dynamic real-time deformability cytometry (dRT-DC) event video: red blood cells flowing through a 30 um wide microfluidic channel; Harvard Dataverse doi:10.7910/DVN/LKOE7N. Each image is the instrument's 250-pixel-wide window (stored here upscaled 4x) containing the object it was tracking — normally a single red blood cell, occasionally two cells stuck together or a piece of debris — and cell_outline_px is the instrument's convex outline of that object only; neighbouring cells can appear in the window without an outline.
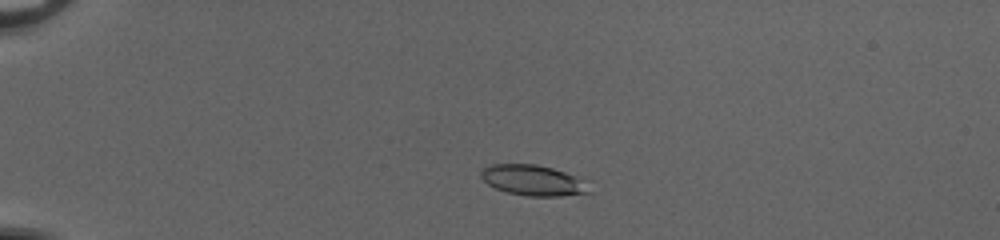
{"species": "common noctule bat (a hibernating species)", "species_latin": "Nyctalus noctula", "temperature_condition": "cold", "stored_images_in_passage": 48, "camera_frame_rate_fps": 3000, "um_per_image_px": 0.085, "animal": {"sex": "female", "body_mass_g": 20.0, "forearm_length_mm": 54.0}, "frame": {"image": 1, "passage_image": 9, "time_ms": 2.667, "image_size_px": [1000, 240], "cell_outline_px": [[592, 192], [560, 196], [528, 196], [504, 192], [488, 184], [480, 176], [480, 172], [484, 168], [492, 164], [536, 164], [552, 168], [588, 180]], "centroid_in_image_um": [45.36, 15.33], "position_along_channel_um": 39.6, "area_um2": 19.48}}
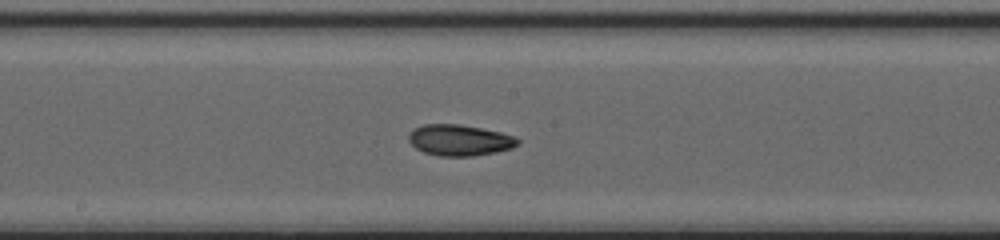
{"frame": {"image": 2, "passage_image": 26, "time_ms": 8.333, "image_size_px": [1000, 240], "cell_outline_px": [[520, 144], [512, 148], [496, 152], [472, 156], [440, 156], [424, 152], [416, 148], [408, 140], [408, 136], [416, 128], [424, 124], [460, 124], [500, 132], [516, 136], [520, 140]], "centroid_in_image_um": [39.11, 11.92], "position_along_channel_um": 209.1, "area_um2": 19.71}}
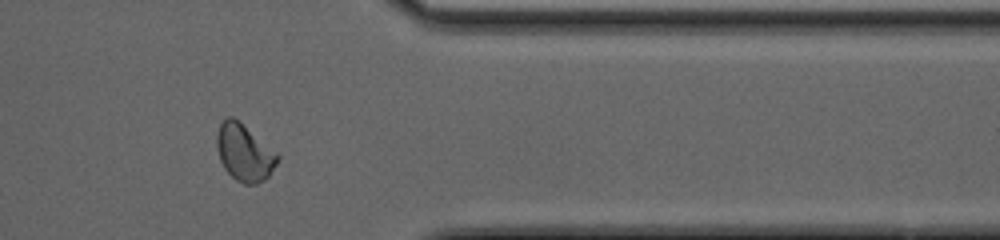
{"frame": {"image": 3, "passage_image": 40, "time_ms": 13.0, "image_size_px": [1000, 240], "cell_outline_px": [[280, 156], [276, 164], [268, 176], [264, 180], [256, 184], [244, 184], [236, 180], [224, 168], [220, 160], [216, 148], [216, 136], [220, 124], [228, 116], [232, 116], [276, 152]], "centroid_in_image_um": [20.75, 12.99], "position_along_channel_um": 390.7, "area_um2": 19.77}, "authors_computed_cell_mechanics": {"area_um2": 19.363, "velocity_mm_per_s": 4.0577, "shape_relaxation_time_tau1_ms": 7.7708, "shape_relaxation_time_tau2_ms": 2.9412, "deformation_change_tau1": 0.168, "deformation_change_tau2": 0.0837}}